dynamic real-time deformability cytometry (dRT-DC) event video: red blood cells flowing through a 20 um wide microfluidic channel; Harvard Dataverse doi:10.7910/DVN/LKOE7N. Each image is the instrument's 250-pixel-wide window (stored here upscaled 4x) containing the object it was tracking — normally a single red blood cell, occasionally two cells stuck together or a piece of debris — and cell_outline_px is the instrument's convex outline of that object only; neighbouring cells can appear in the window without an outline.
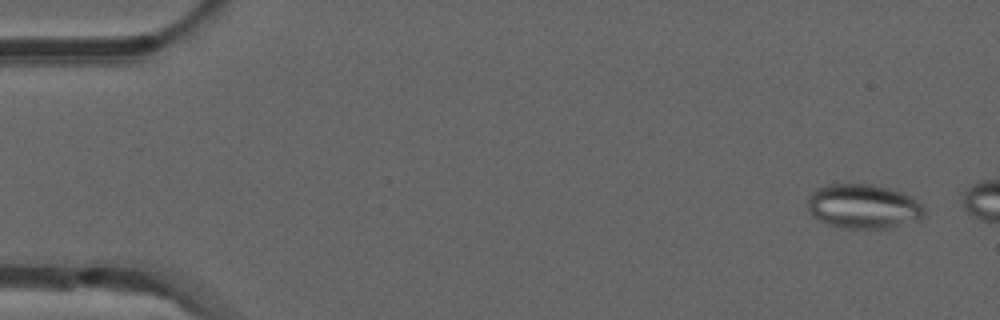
{"species": "common noctule bat (a hibernating species)", "species_latin": "Nyctalus noctula", "temperature_condition": "room temperature", "stored_images_in_passage": 9, "camera_frame_rate_fps": 3000, "um_per_image_px": 0.085, "animal": {"sex": "male", "forearm_length_mm": 52.5}, "frame": {"image": 1, "passage_image": 3, "time_ms": 0.667, "image_size_px": [1000, 320], "cell_outline_px": [[924, 220], [888, 228], [844, 228], [828, 224], [812, 216], [808, 212], [808, 196], [816, 188], [828, 184], [872, 184], [888, 188], [912, 196], [924, 208]], "centroid_in_image_um": [73.4, 17.55], "position_along_channel_um": 11.6, "area_um2": 30.46}}